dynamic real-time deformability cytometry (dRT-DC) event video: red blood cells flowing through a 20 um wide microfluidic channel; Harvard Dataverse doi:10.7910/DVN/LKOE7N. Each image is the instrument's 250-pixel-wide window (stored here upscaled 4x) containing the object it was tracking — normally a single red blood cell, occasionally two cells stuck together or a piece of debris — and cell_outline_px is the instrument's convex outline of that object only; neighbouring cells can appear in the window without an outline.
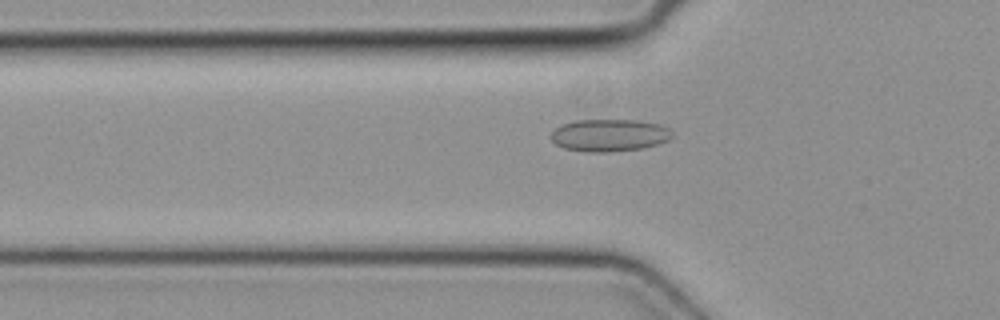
{"species": "common noctule bat (a hibernating species)", "species_latin": "Nyctalus noctula", "temperature_condition": "cold", "stored_images_in_passage": 41, "camera_frame_rate_fps": 3000, "um_per_image_px": 0.085, "animal": {"sex": "female", "body_mass_g": 19.3, "forearm_length_mm": 54.1}, "frame": {"image": 1, "passage_image": 8, "time_ms": 2.333, "image_size_px": [1000, 320], "cell_outline_px": [[672, 136], [668, 140], [644, 148], [608, 152], [588, 152], [564, 148], [556, 144], [552, 140], [552, 132], [556, 128], [564, 124], [576, 120], [636, 120], [660, 124], [668, 128], [672, 132]], "centroid_in_image_um": [51.81, 11.5], "position_along_channel_um": 74.0, "area_um2": 22.66}}
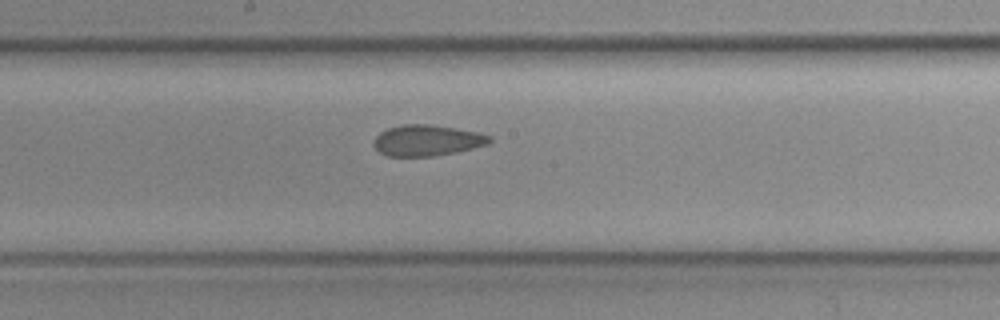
{"frame": {"image": 2, "passage_image": 18, "time_ms": 5.667, "image_size_px": [1000, 320], "cell_outline_px": [[492, 140], [488, 144], [456, 152], [432, 156], [388, 156], [380, 152], [372, 144], [372, 140], [380, 132], [388, 128], [400, 124], [428, 124], [476, 132], [492, 136]], "centroid_in_image_um": [36.26, 11.93], "position_along_channel_um": 211.9, "area_um2": 20.81}}
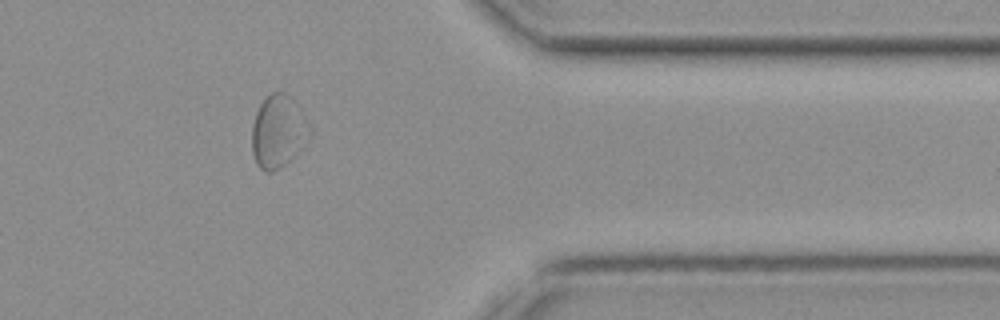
{"frame": {"image": 3, "passage_image": 32, "time_ms": 10.333, "image_size_px": [1000, 320], "cell_outline_px": [[312, 132], [292, 156], [280, 168], [272, 172], [264, 172], [256, 164], [252, 152], [252, 124], [256, 112], [260, 104], [272, 92], [284, 92], [292, 96], [300, 108], [312, 128]], "centroid_in_image_um": [23.63, 11.15], "position_along_channel_um": 387.8, "area_um2": 24.33}}